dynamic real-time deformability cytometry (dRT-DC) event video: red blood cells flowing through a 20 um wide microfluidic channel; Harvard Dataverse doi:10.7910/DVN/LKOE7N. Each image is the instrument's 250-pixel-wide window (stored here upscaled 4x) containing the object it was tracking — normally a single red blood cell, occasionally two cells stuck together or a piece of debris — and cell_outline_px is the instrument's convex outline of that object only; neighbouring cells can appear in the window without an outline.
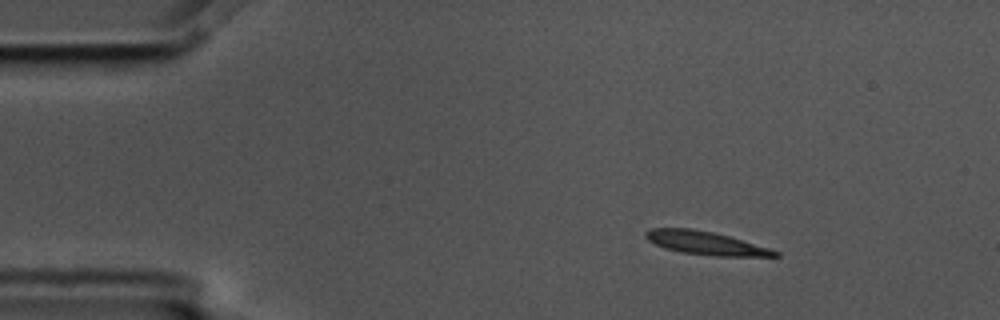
{"species": "common noctule bat (a hibernating species)", "species_latin": "Nyctalus noctula", "temperature_condition": "cold", "stored_images_in_passage": 3, "camera_frame_rate_fps": 3000, "um_per_image_px": 0.085, "animal": {"sex": "male", "body_mass_g": 17.5, "forearm_length_mm": 52.3}, "frame": {"image": 1, "passage_image": 1, "time_ms": 0.0, "image_size_px": [1000, 320], "cell_outline_px": [[780, 256], [716, 256], [684, 252], [664, 248], [648, 240], [644, 236], [644, 232], [652, 228], [692, 228], [712, 232], [728, 236], [768, 248], [780, 252]], "centroid_in_image_um": [59.94, 20.65], "position_along_channel_um": 25.1, "area_um2": 17.22}}